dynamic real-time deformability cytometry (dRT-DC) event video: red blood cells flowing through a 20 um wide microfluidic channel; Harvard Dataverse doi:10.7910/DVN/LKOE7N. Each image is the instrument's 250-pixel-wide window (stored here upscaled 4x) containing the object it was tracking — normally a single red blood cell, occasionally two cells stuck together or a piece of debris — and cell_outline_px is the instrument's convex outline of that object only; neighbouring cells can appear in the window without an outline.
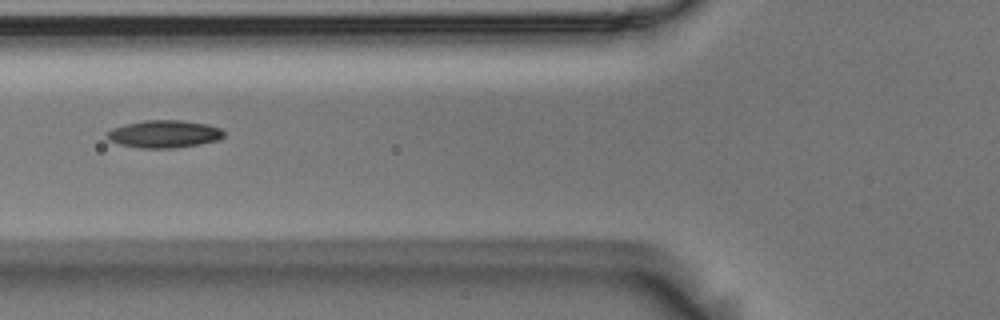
{"species": "Egyptian fruit bat (a non-hibernating species)", "species_latin": "Rousettus aegyptiacus", "temperature_condition": "room temperature", "stored_images_in_passage": 8, "camera_frame_rate_fps": 3000, "um_per_image_px": 0.085, "animal": {"sex": "male"}, "frame": {"image": 1, "passage_image": 3, "time_ms": 0.667, "image_size_px": [1000, 320], "cell_outline_px": [[224, 136], [220, 140], [200, 144], [172, 148], [140, 148], [120, 144], [108, 140], [108, 132], [112, 128], [124, 124], [144, 120], [180, 120], [208, 124], [220, 128], [224, 132]], "centroid_in_image_um": [13.98, 11.38], "position_along_channel_um": 111.8, "area_um2": 18.79}}
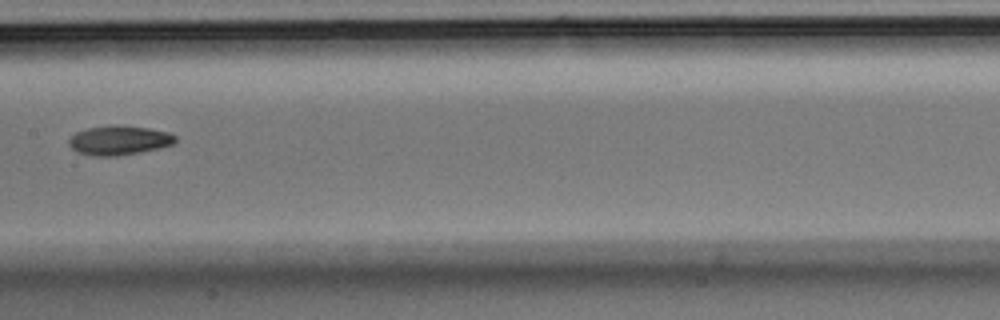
{"frame": {"image": 2, "passage_image": 5, "time_ms": 1.333, "image_size_px": [1000, 320], "cell_outline_px": [[176, 140], [172, 144], [160, 148], [140, 152], [116, 156], [92, 156], [76, 152], [68, 144], [68, 140], [76, 132], [88, 128], [148, 128], [168, 132], [176, 136]], "centroid_in_image_um": [10.11, 11.98], "position_along_channel_um": 197.3, "area_um2": 17.4}}
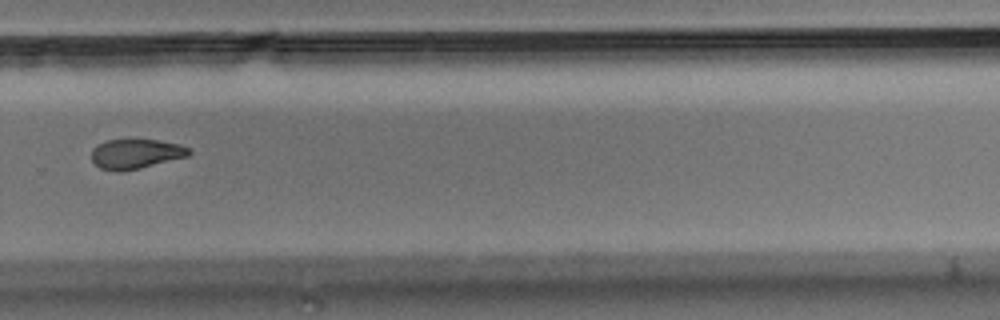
{"frame": {"image": 3, "passage_image": 8, "time_ms": 2.333, "image_size_px": [1000, 320], "cell_outline_px": [[192, 152], [188, 156], [140, 168], [120, 172], [116, 172], [100, 168], [92, 160], [92, 148], [96, 144], [108, 140], [156, 140], [180, 144], [188, 148]], "centroid_in_image_um": [11.52, 13.08], "position_along_channel_um": 318.3, "area_um2": 16.82}}